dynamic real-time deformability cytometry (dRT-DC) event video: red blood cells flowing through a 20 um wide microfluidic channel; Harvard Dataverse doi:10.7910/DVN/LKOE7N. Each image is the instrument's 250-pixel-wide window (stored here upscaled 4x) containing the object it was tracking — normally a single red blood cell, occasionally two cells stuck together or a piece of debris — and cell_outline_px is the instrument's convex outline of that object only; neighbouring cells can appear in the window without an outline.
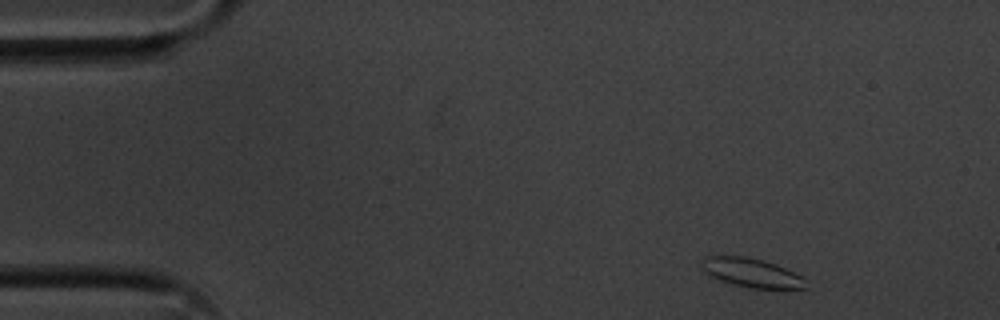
{"species": "common noctule bat (a hibernating species)", "species_latin": "Nyctalus noctula", "temperature_condition": "cold", "stored_images_in_passage": 50, "camera_frame_rate_fps": 3000, "um_per_image_px": 0.085, "animal": {"sex": "male", "body_mass_g": 20.1, "forearm_length_mm": 53.5}, "frame": {"image": 1, "passage_image": 1, "time_ms": 0.0, "image_size_px": [1000, 320], "cell_outline_px": [[808, 288], [748, 288], [716, 280], [704, 272], [704, 256], [748, 256], [764, 260], [776, 264], [804, 276], [808, 280]], "centroid_in_image_um": [63.94, 23.19], "position_along_channel_um": 21.1, "area_um2": 17.86}}
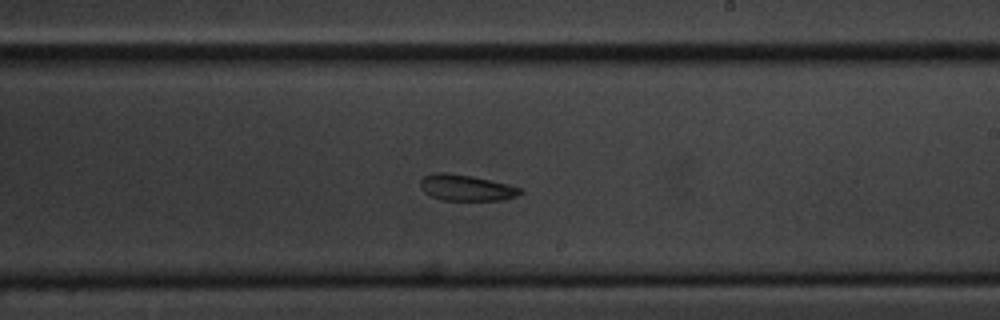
{"frame": {"image": 2, "passage_image": 27, "time_ms": 8.667, "image_size_px": [1000, 320], "cell_outline_px": [[524, 192], [516, 196], [504, 200], [444, 200], [432, 196], [424, 192], [420, 188], [420, 180], [424, 176], [432, 172], [444, 172], [472, 176], [508, 184], [524, 188]], "centroid_in_image_um": [39.65, 15.95], "position_along_channel_um": 249.4, "area_um2": 15.32}}
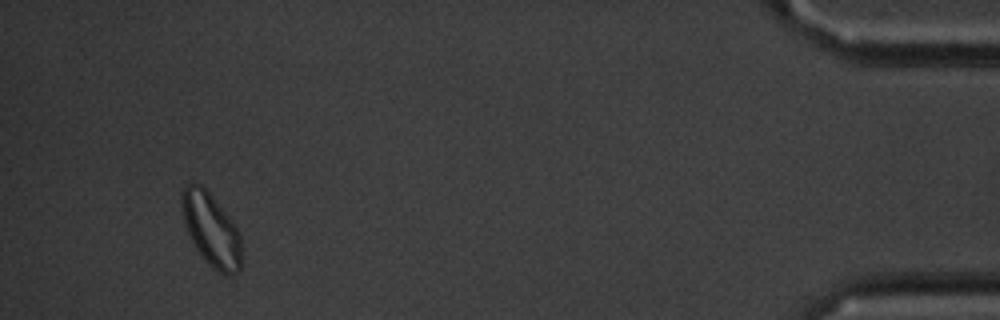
{"frame": {"image": 3, "passage_image": 47, "time_ms": 15.333, "image_size_px": [1000, 320], "cell_outline_px": [[240, 268], [236, 272], [228, 276], [224, 276], [216, 272], [204, 260], [196, 248], [188, 232], [184, 220], [180, 200], [180, 192], [188, 184], [200, 184], [208, 192], [232, 220], [240, 236]], "centroid_in_image_um": [17.93, 19.55], "position_along_channel_um": 417.3, "area_um2": 25.09}, "authors_computed_cell_mechanics": {"area_um2": 16.9932, "velocity_mm_per_s": 3.5686, "shape_relaxation_time_tau1_ms": 2.4363, "shape_relaxation_time_tau2_ms": 2.3157, "deformation_change_tau1": 0.0655, "deformation_change_tau2": 0.0848}}